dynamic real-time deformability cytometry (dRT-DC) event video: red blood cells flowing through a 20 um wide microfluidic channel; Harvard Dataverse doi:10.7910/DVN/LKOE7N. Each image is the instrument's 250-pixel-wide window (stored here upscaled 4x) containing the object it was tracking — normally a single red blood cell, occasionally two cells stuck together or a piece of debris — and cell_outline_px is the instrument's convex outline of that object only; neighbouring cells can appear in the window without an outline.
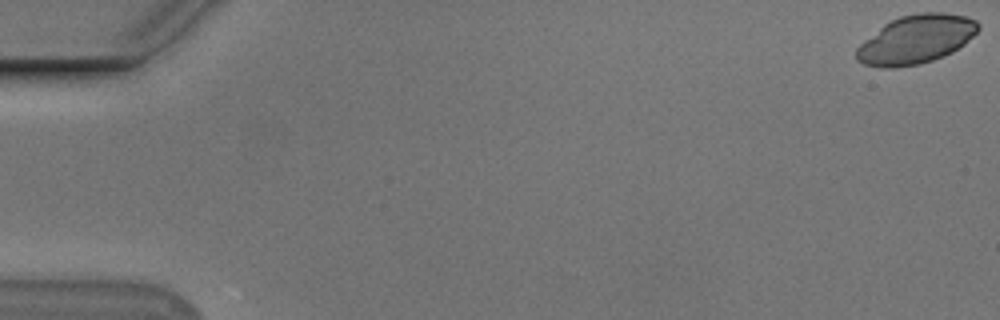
{"species": "Egyptian fruit bat (a non-hibernating species)", "species_latin": "Rousettus aegyptiacus", "temperature_condition": "cold", "stored_images_in_passage": 17, "camera_frame_rate_fps": 3000, "um_per_image_px": 0.085, "animal": {"sex": "male"}, "frame": {"image": 1, "passage_image": 1, "time_ms": 0.0, "image_size_px": [1000, 320], "cell_outline_px": [[980, 28], [964, 44], [952, 52], [932, 60], [920, 64], [892, 68], [880, 68], [864, 64], [856, 60], [856, 48], [864, 40], [884, 24], [900, 16], [920, 12], [944, 12], [964, 16], [976, 20], [980, 24]], "centroid_in_image_um": [77.85, 3.35], "position_along_channel_um": 7.2, "area_um2": 34.45}}